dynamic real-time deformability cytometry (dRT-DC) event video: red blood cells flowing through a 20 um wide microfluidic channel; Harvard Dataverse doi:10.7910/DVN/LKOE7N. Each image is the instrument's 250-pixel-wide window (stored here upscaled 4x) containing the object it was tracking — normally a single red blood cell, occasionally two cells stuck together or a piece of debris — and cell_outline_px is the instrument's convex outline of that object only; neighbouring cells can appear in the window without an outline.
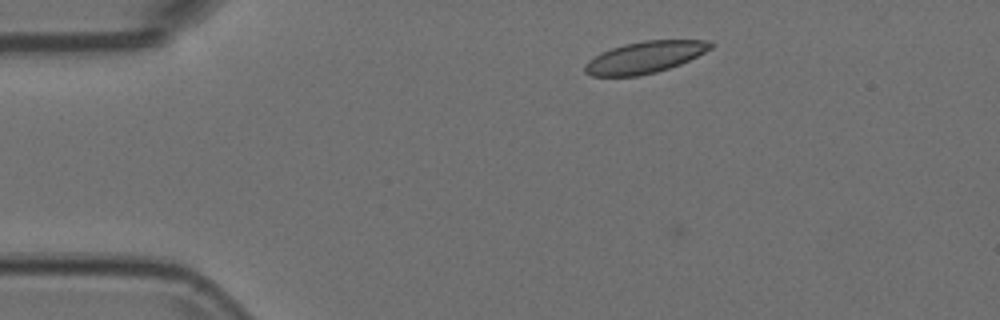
{"species": "Egyptian fruit bat (a non-hibernating species)", "species_latin": "Rousettus aegyptiacus", "temperature_condition": "room temperature", "stored_images_in_passage": 6, "camera_frame_rate_fps": 3000, "um_per_image_px": 0.085, "animal": {"sex": "female"}, "frame": {"image": 1, "passage_image": 5, "time_ms": 1.333, "image_size_px": [1000, 320], "cell_outline_px": [[716, 44], [712, 48], [680, 64], [656, 72], [640, 76], [592, 76], [584, 72], [584, 64], [588, 60], [600, 52], [624, 44], [644, 40], [708, 40]], "centroid_in_image_um": [54.79, 4.86], "position_along_channel_um": 30.2, "area_um2": 23.29}}